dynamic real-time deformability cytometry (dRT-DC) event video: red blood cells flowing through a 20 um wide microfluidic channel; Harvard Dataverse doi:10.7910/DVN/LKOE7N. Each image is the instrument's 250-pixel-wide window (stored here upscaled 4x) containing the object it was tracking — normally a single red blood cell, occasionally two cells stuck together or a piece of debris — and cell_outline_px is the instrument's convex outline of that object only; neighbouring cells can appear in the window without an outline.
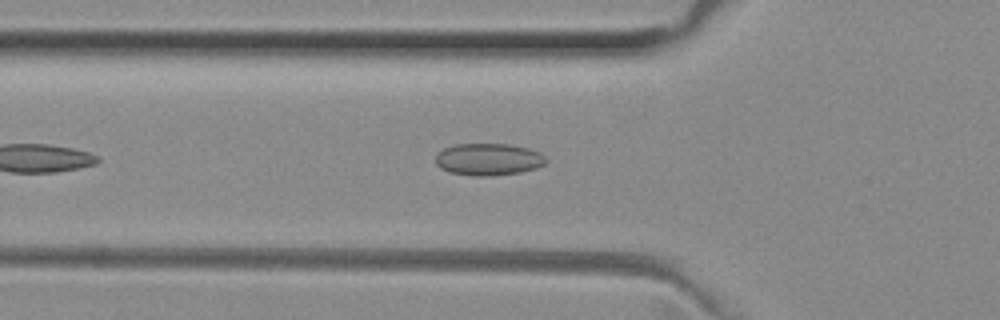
{"species": "common noctule bat (a hibernating species)", "species_latin": "Nyctalus noctula", "temperature_condition": "room temperature", "stored_images_in_passage": 21, "camera_frame_rate_fps": 3000, "um_per_image_px": 0.085, "animal": {"sex": "female", "body_mass_g": 29.2, "forearm_length_mm": 56.3}, "frame": {"image": 1, "passage_image": 7, "time_ms": 2.0, "image_size_px": [1000, 320], "cell_outline_px": [[548, 160], [544, 164], [536, 168], [520, 172], [492, 176], [472, 176], [448, 172], [440, 168], [436, 164], [436, 156], [444, 148], [456, 144], [508, 144], [528, 148], [540, 152]], "centroid_in_image_um": [41.52, 13.55], "position_along_channel_um": 84.3, "area_um2": 20.69}}
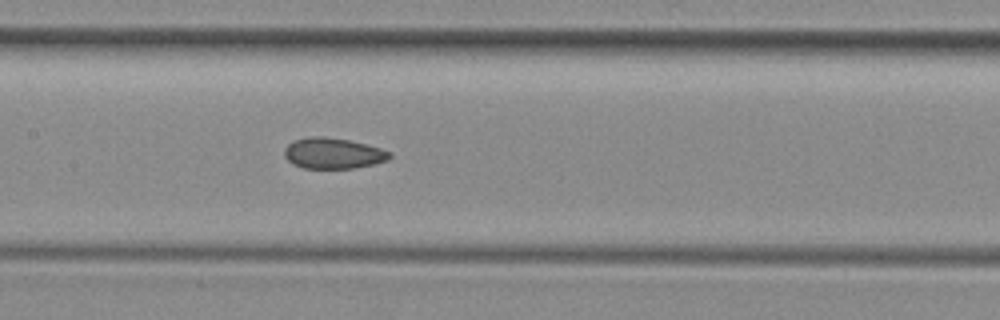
{"frame": {"image": 2, "passage_image": 14, "time_ms": 4.333, "image_size_px": [1000, 320], "cell_outline_px": [[392, 156], [388, 160], [376, 164], [352, 168], [304, 168], [292, 164], [284, 156], [284, 148], [292, 140], [312, 136], [324, 136], [348, 140], [380, 148], [392, 152]], "centroid_in_image_um": [28.3, 13.03], "position_along_channel_um": 179.1, "area_um2": 19.02}}
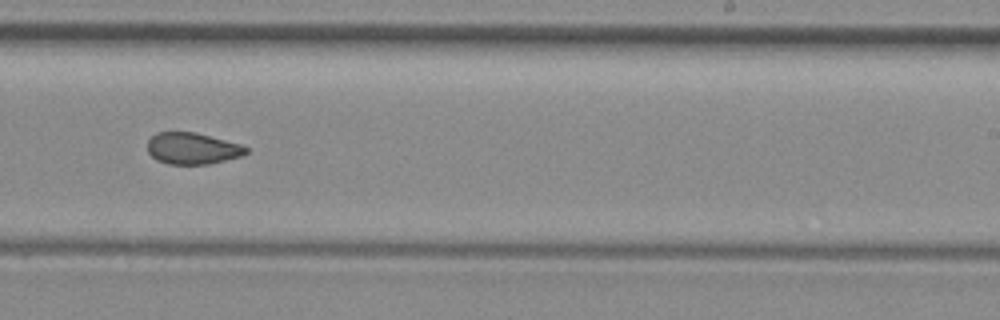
{"frame": {"image": 3, "passage_image": 21, "time_ms": 6.667, "image_size_px": [1000, 320], "cell_outline_px": [[248, 152], [240, 156], [208, 164], [168, 164], [156, 160], [148, 152], [148, 140], [156, 132], [196, 132], [240, 144], [248, 148]], "centroid_in_image_um": [16.33, 12.61], "position_along_channel_um": 272.7, "area_um2": 18.03}}